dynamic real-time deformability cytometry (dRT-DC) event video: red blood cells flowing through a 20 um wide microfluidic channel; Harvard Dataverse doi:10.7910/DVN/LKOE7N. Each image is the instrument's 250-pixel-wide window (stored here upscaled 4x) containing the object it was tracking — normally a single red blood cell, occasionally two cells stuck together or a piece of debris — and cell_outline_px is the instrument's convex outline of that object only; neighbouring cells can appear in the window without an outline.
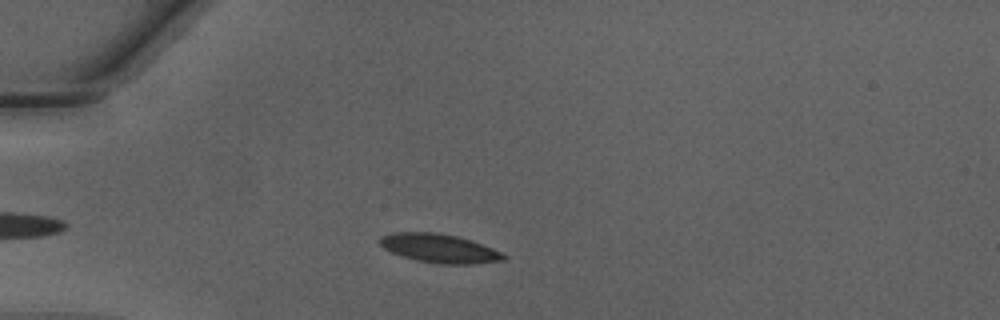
{"species": "Egyptian fruit bat (a non-hibernating species)", "species_latin": "Rousettus aegyptiacus", "temperature_condition": "warm", "stored_images_in_passage": 38, "camera_frame_rate_fps": 3000, "um_per_image_px": 0.085, "animal": {"sex": "male"}, "frame": {"image": 1, "passage_image": 6, "time_ms": 1.667, "image_size_px": [1000, 320], "cell_outline_px": [[508, 256], [504, 260], [472, 264], [444, 264], [416, 260], [392, 252], [384, 248], [380, 244], [380, 236], [392, 232], [432, 232], [456, 236], [492, 248]], "centroid_in_image_um": [37.33, 21.11], "position_along_channel_um": 47.7, "area_um2": 20.4}}
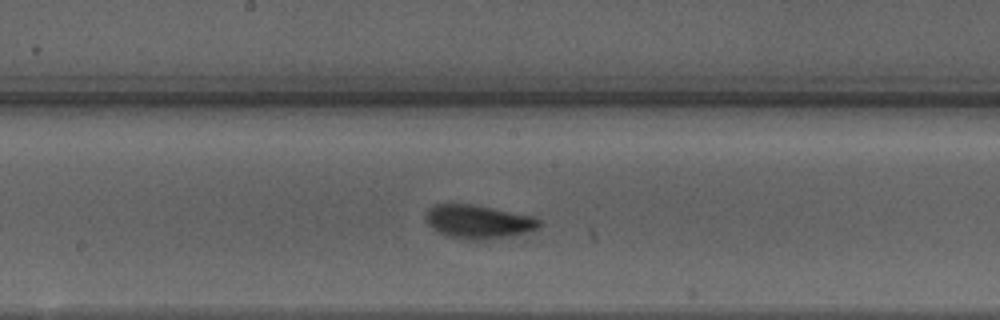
{"frame": {"image": 2, "passage_image": 19, "time_ms": 6.0, "image_size_px": [1000, 320], "cell_outline_px": [[540, 224], [536, 228], [528, 232], [480, 240], [468, 240], [448, 236], [432, 228], [428, 224], [424, 216], [428, 208], [432, 204], [472, 204], [532, 216], [540, 220]], "centroid_in_image_um": [40.59, 18.83], "position_along_channel_um": 207.6, "area_um2": 21.91}}
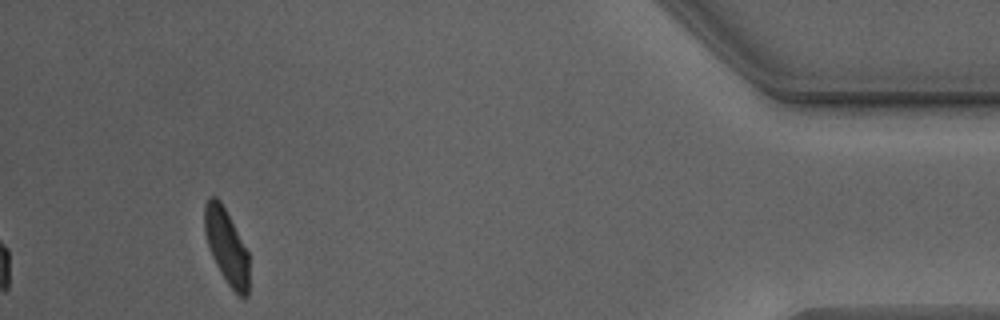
{"frame": {"image": 3, "passage_image": 38, "time_ms": 12.333, "image_size_px": [1000, 320], "cell_outline_px": [[248, 296], [244, 300], [228, 284], [220, 272], [212, 256], [204, 232], [204, 204], [208, 196], [216, 196], [220, 200], [248, 252]], "centroid_in_image_um": [19.23, 20.93], "position_along_channel_um": 416.0, "area_um2": 19.25}, "authors_computed_cell_mechanics": {"area_um2": 20.519, "velocity_mm_per_s": 4.2491, "shape_relaxation_time_tau1_ms": 2.659, "shape_relaxation_time_tau2_ms": 1.1571, "deformation_change_tau1": 0.1225, "deformation_change_tau2": 0.0661}}